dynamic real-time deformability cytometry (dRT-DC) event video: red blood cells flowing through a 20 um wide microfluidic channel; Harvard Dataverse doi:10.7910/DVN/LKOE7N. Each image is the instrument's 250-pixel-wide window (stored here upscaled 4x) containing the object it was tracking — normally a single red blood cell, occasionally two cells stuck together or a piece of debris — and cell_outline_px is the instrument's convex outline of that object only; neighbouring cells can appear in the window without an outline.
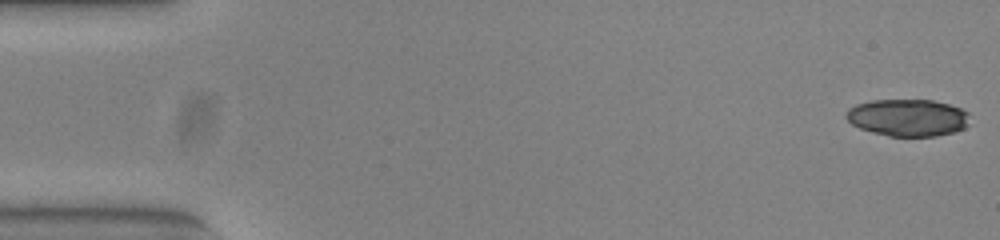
{"species": "common noctule bat (a hibernating species)", "species_latin": "Nyctalus noctula", "temperature_condition": "warm", "stored_images_in_passage": 52, "camera_frame_rate_fps": 3000, "um_per_image_px": 0.085, "animal": {"sex": "female", "body_mass_g": 23.0, "forearm_length_mm": 53.4}, "frame": {"image": 1, "passage_image": 1, "time_ms": 0.0, "image_size_px": [1000, 240], "cell_outline_px": [[968, 124], [964, 128], [952, 132], [936, 136], [888, 136], [872, 132], [860, 128], [852, 124], [848, 120], [848, 108], [856, 104], [872, 100], [932, 100], [948, 104], [960, 108], [968, 112]], "centroid_in_image_um": [77.17, 10.0], "position_along_channel_um": 7.8, "area_um2": 26.53}}
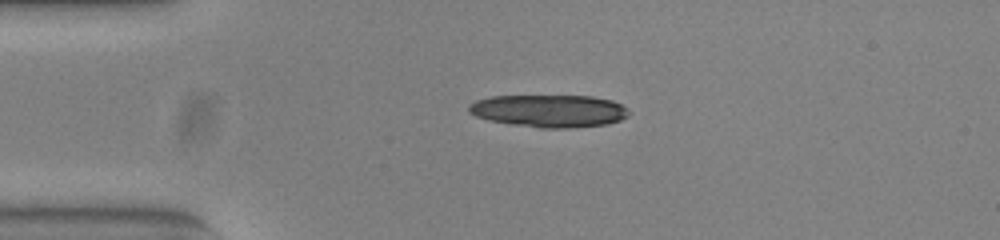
{"frame": {"image": 2, "passage_image": 12, "time_ms": 3.667, "image_size_px": [1000, 240], "cell_outline_px": [[632, 112], [628, 116], [620, 120], [608, 124], [568, 128], [540, 128], [512, 124], [488, 120], [476, 116], [468, 112], [468, 104], [476, 100], [492, 96], [592, 96], [612, 100], [628, 108]], "centroid_in_image_um": [46.7, 9.42], "position_along_channel_um": 38.3, "area_um2": 30.52}, "authors_computed_cell_mechanics": {"area_um2": 28.322, "velocity_mm_per_s": 3.8841, "shape_relaxation_time_tau1_ms": 1.0964, "shape_relaxation_time_tau2_ms": 3.8509, "deformation_change_tau1": 0.2933, "deformation_change_tau2": 0.0714}}